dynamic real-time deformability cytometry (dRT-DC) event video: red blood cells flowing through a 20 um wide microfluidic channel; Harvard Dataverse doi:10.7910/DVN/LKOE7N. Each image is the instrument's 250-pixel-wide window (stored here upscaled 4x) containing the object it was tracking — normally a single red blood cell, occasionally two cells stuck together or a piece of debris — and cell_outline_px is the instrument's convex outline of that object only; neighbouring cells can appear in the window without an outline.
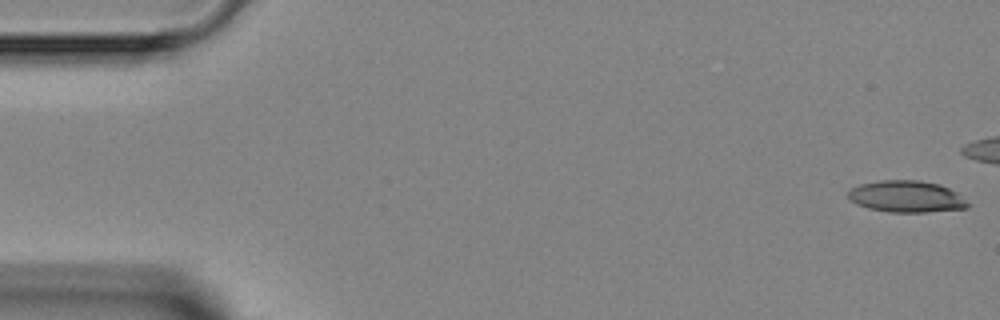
{"species": "Egyptian fruit bat (a non-hibernating species)", "species_latin": "Rousettus aegyptiacus", "temperature_condition": "room temperature", "stored_images_in_passage": 6, "camera_frame_rate_fps": 3000, "um_per_image_px": 0.085, "animal": {"sex": "female"}, "frame": {"image": 1, "passage_image": 1, "time_ms": 0.0, "image_size_px": [1000, 320], "cell_outline_px": [[968, 208], [928, 212], [888, 212], [868, 208], [856, 204], [848, 200], [848, 192], [852, 188], [860, 184], [880, 180], [920, 180], [940, 184], [956, 192], [968, 204]], "centroid_in_image_um": [77.01, 16.7], "position_along_channel_um": 8.0, "area_um2": 22.08}}
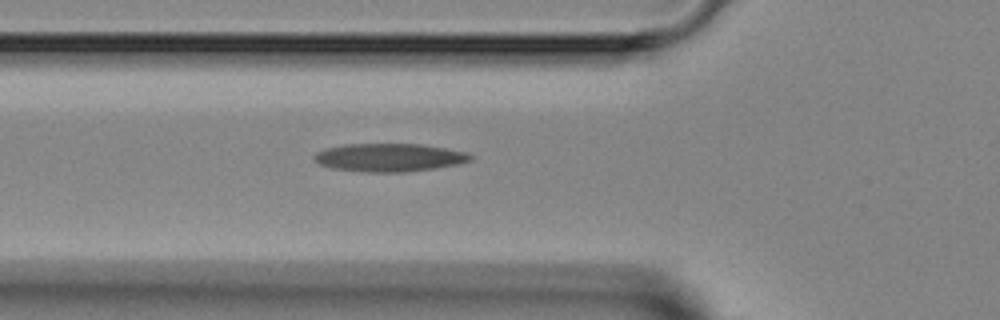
{"frame": {"image": 2, "passage_image": 6, "time_ms": 6.667, "image_size_px": [1000, 320], "cell_outline_px": [[472, 160], [456, 164], [432, 168], [404, 172], [368, 172], [332, 168], [320, 164], [312, 160], [312, 156], [316, 152], [324, 148], [344, 144], [420, 144], [468, 152], [472, 156]], "centroid_in_image_um": [33.03, 13.38], "position_along_channel_um": 92.8, "area_um2": 25.55}}